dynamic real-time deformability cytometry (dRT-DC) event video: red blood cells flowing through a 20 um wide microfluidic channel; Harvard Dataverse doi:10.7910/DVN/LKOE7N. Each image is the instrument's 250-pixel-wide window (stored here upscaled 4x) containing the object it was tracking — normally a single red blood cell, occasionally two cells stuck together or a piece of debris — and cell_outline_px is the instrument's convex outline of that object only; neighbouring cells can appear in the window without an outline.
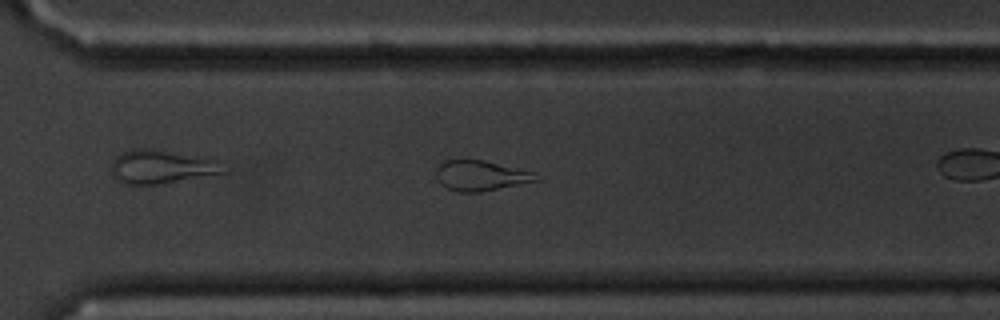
{"species": "common noctule bat (a hibernating species)", "species_latin": "Nyctalus noctula", "temperature_condition": "cold", "stored_images_in_passage": 33, "camera_frame_rate_fps": 3000, "um_per_image_px": 0.085, "animal": {"sex": "male", "body_mass_g": 20.1, "forearm_length_mm": 53.5}, "frame": {"image": 1, "passage_image": 28, "time_ms": 9.0, "image_size_px": [1000, 320], "cell_outline_px": [[540, 180], [480, 192], [456, 192], [440, 184], [436, 176], [436, 168], [444, 160], [484, 160], [532, 172]], "centroid_in_image_um": [40.81, 14.93], "position_along_channel_um": 329.8, "area_um2": 17.4}}